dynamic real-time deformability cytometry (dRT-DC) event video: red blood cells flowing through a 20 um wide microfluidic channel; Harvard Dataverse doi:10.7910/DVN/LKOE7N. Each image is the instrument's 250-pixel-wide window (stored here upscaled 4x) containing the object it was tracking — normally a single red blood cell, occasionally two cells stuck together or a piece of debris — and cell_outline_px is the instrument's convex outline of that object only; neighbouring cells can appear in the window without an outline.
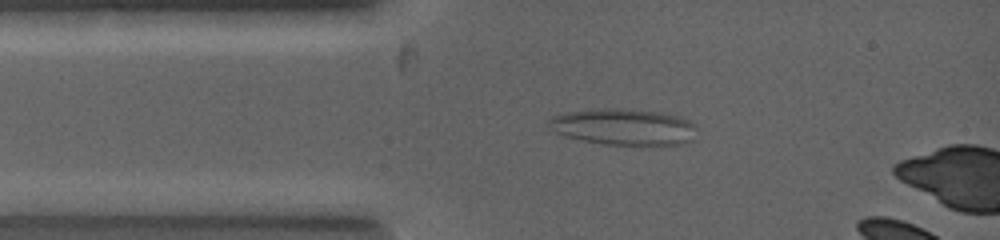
{"species": "common noctule bat (a hibernating species)", "species_latin": "Nyctalus noctula", "temperature_condition": "warm", "stored_images_in_passage": 6, "camera_frame_rate_fps": 5000, "um_per_image_px": 0.085, "animal": {"sex": "female", "body_mass_g": 19.0, "forearm_length_mm": 53.3}, "frame": {"image": 1, "passage_image": 4, "time_ms": 1.4, "image_size_px": [1000, 240], "cell_outline_px": [[696, 140], [684, 144], [604, 144], [580, 140], [564, 136], [548, 128], [544, 124], [544, 120], [552, 116], [564, 112], [600, 108], [624, 108], [660, 112], [680, 116], [696, 124]], "centroid_in_image_um": [52.98, 10.77], "position_along_channel_um": 32.0, "area_um2": 32.02}}